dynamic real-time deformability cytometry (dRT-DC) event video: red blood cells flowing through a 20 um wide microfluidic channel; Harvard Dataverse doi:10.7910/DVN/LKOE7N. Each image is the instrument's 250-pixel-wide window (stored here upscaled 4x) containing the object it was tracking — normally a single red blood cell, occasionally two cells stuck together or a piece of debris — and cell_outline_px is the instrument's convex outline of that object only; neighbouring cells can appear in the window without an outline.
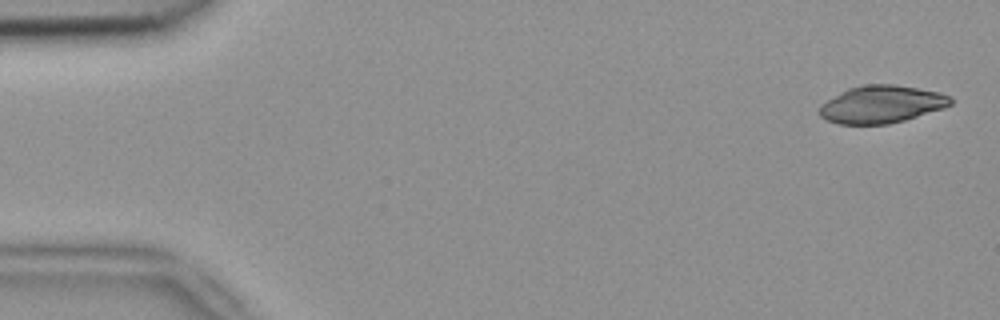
{"species": "common noctule bat (a hibernating species)", "species_latin": "Nyctalus noctula", "temperature_condition": "room temperature", "stored_images_in_passage": 5, "camera_frame_rate_fps": 3000, "um_per_image_px": 0.085, "animal": {"sex": "female", "body_mass_g": 18.4}, "frame": {"image": 1, "passage_image": 1, "time_ms": 0.0, "image_size_px": [1000, 320], "cell_outline_px": [[952, 104], [944, 108], [904, 120], [888, 124], [836, 124], [820, 116], [820, 104], [840, 92], [848, 88], [868, 84], [892, 84], [940, 92], [952, 96]], "centroid_in_image_um": [74.94, 8.86], "position_along_channel_um": 10.1, "area_um2": 28.61}}